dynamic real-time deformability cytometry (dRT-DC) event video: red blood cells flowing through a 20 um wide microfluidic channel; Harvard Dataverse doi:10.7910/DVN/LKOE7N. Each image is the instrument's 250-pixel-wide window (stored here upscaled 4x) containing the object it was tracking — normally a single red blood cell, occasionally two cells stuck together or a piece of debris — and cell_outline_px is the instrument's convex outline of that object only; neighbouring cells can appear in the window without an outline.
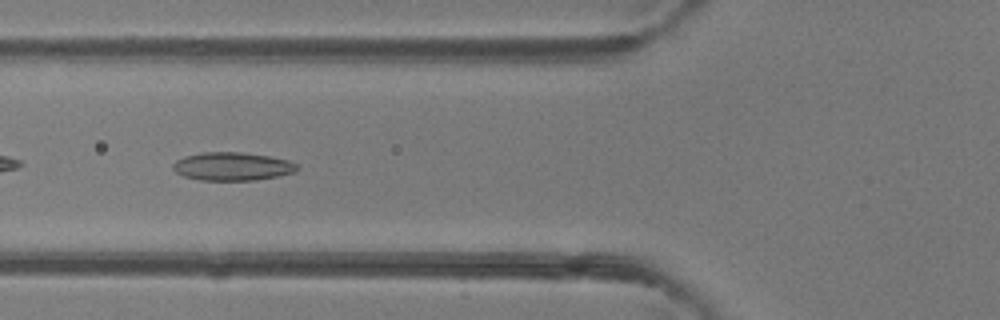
{"species": "common noctule bat (a hibernating species)", "species_latin": "Nyctalus noctula", "temperature_condition": "room temperature", "stored_images_in_passage": 46, "camera_frame_rate_fps": 3000, "um_per_image_px": 0.085, "animal": {"sex": "female"}, "frame": {"image": 1, "passage_image": 18, "time_ms": 5.667, "image_size_px": [1000, 320], "cell_outline_px": [[300, 168], [296, 172], [256, 180], [200, 180], [184, 176], [176, 172], [172, 168], [172, 164], [176, 160], [184, 156], [204, 152], [244, 152], [268, 156], [288, 160], [296, 164]], "centroid_in_image_um": [19.74, 14.14], "position_along_channel_um": 106.1, "area_um2": 20.46}}
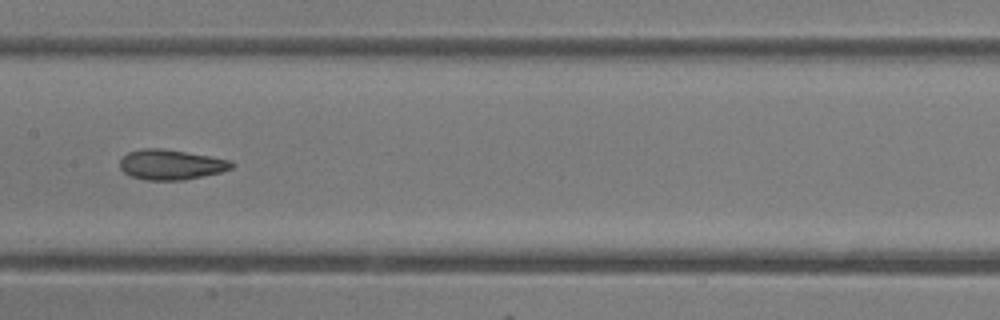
{"frame": {"image": 2, "passage_image": 24, "time_ms": 7.667, "image_size_px": [1000, 320], "cell_outline_px": [[236, 164], [232, 168], [220, 172], [184, 180], [144, 180], [132, 176], [124, 172], [120, 168], [120, 160], [128, 152], [140, 148], [164, 148], [232, 160]], "centroid_in_image_um": [14.54, 13.98], "position_along_channel_um": 192.9, "area_um2": 19.71}}
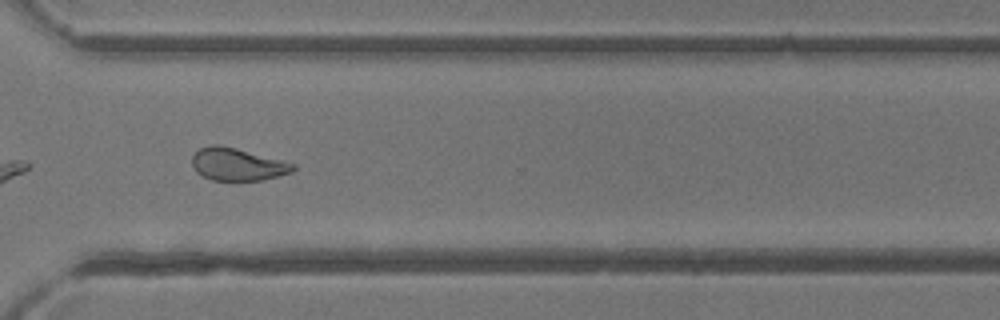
{"frame": {"image": 3, "passage_image": 35, "time_ms": 11.333, "image_size_px": [1000, 320], "cell_outline_px": [[296, 168], [292, 172], [260, 180], [212, 180], [196, 172], [192, 164], [192, 156], [200, 148], [212, 144], [220, 144], [236, 148], [296, 164]], "centroid_in_image_um": [20.16, 13.96], "position_along_channel_um": 350.4, "area_um2": 18.96}}